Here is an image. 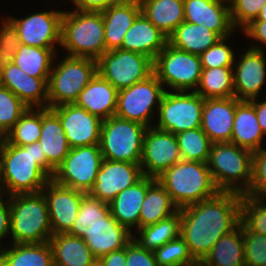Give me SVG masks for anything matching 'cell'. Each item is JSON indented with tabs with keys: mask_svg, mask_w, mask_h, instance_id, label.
<instances>
[{
	"mask_svg": "<svg viewBox=\"0 0 266 266\" xmlns=\"http://www.w3.org/2000/svg\"><path fill=\"white\" fill-rule=\"evenodd\" d=\"M242 195L220 191L216 196L180 208V236L196 261H202L215 243L241 221Z\"/></svg>",
	"mask_w": 266,
	"mask_h": 266,
	"instance_id": "cell-1",
	"label": "cell"
},
{
	"mask_svg": "<svg viewBox=\"0 0 266 266\" xmlns=\"http://www.w3.org/2000/svg\"><path fill=\"white\" fill-rule=\"evenodd\" d=\"M0 166L5 185L2 189L11 195L40 193L56 170L38 142L17 146L6 139L0 152Z\"/></svg>",
	"mask_w": 266,
	"mask_h": 266,
	"instance_id": "cell-2",
	"label": "cell"
},
{
	"mask_svg": "<svg viewBox=\"0 0 266 266\" xmlns=\"http://www.w3.org/2000/svg\"><path fill=\"white\" fill-rule=\"evenodd\" d=\"M178 209L216 196L215 185L207 163L181 160L156 178Z\"/></svg>",
	"mask_w": 266,
	"mask_h": 266,
	"instance_id": "cell-3",
	"label": "cell"
},
{
	"mask_svg": "<svg viewBox=\"0 0 266 266\" xmlns=\"http://www.w3.org/2000/svg\"><path fill=\"white\" fill-rule=\"evenodd\" d=\"M10 231L14 244L46 243L52 236L49 211L44 195H10Z\"/></svg>",
	"mask_w": 266,
	"mask_h": 266,
	"instance_id": "cell-4",
	"label": "cell"
},
{
	"mask_svg": "<svg viewBox=\"0 0 266 266\" xmlns=\"http://www.w3.org/2000/svg\"><path fill=\"white\" fill-rule=\"evenodd\" d=\"M60 45L68 50V56L97 61L106 52L102 12H64Z\"/></svg>",
	"mask_w": 266,
	"mask_h": 266,
	"instance_id": "cell-5",
	"label": "cell"
},
{
	"mask_svg": "<svg viewBox=\"0 0 266 266\" xmlns=\"http://www.w3.org/2000/svg\"><path fill=\"white\" fill-rule=\"evenodd\" d=\"M253 152L233 143H214L207 161L213 181L223 192H235L244 195L252 180ZM243 180V186H235Z\"/></svg>",
	"mask_w": 266,
	"mask_h": 266,
	"instance_id": "cell-6",
	"label": "cell"
},
{
	"mask_svg": "<svg viewBox=\"0 0 266 266\" xmlns=\"http://www.w3.org/2000/svg\"><path fill=\"white\" fill-rule=\"evenodd\" d=\"M147 128L117 116L103 120L99 144L103 159L140 164Z\"/></svg>",
	"mask_w": 266,
	"mask_h": 266,
	"instance_id": "cell-7",
	"label": "cell"
},
{
	"mask_svg": "<svg viewBox=\"0 0 266 266\" xmlns=\"http://www.w3.org/2000/svg\"><path fill=\"white\" fill-rule=\"evenodd\" d=\"M96 73V60L67 55L51 70L48 81V108L74 103Z\"/></svg>",
	"mask_w": 266,
	"mask_h": 266,
	"instance_id": "cell-8",
	"label": "cell"
},
{
	"mask_svg": "<svg viewBox=\"0 0 266 266\" xmlns=\"http://www.w3.org/2000/svg\"><path fill=\"white\" fill-rule=\"evenodd\" d=\"M202 70L198 55L179 50L169 43L153 61V71L158 80L176 91H196Z\"/></svg>",
	"mask_w": 266,
	"mask_h": 266,
	"instance_id": "cell-9",
	"label": "cell"
},
{
	"mask_svg": "<svg viewBox=\"0 0 266 266\" xmlns=\"http://www.w3.org/2000/svg\"><path fill=\"white\" fill-rule=\"evenodd\" d=\"M97 73L119 91L151 76L154 73L153 60L123 49L106 51L97 60Z\"/></svg>",
	"mask_w": 266,
	"mask_h": 266,
	"instance_id": "cell-10",
	"label": "cell"
},
{
	"mask_svg": "<svg viewBox=\"0 0 266 266\" xmlns=\"http://www.w3.org/2000/svg\"><path fill=\"white\" fill-rule=\"evenodd\" d=\"M102 161L99 145L71 148L51 179L58 185L89 193L94 187Z\"/></svg>",
	"mask_w": 266,
	"mask_h": 266,
	"instance_id": "cell-11",
	"label": "cell"
},
{
	"mask_svg": "<svg viewBox=\"0 0 266 266\" xmlns=\"http://www.w3.org/2000/svg\"><path fill=\"white\" fill-rule=\"evenodd\" d=\"M204 99L195 91L165 92L159 105L157 129L178 134L201 127Z\"/></svg>",
	"mask_w": 266,
	"mask_h": 266,
	"instance_id": "cell-12",
	"label": "cell"
},
{
	"mask_svg": "<svg viewBox=\"0 0 266 266\" xmlns=\"http://www.w3.org/2000/svg\"><path fill=\"white\" fill-rule=\"evenodd\" d=\"M153 73L146 80L118 91L115 116L150 127L154 104L159 105L166 90Z\"/></svg>",
	"mask_w": 266,
	"mask_h": 266,
	"instance_id": "cell-13",
	"label": "cell"
},
{
	"mask_svg": "<svg viewBox=\"0 0 266 266\" xmlns=\"http://www.w3.org/2000/svg\"><path fill=\"white\" fill-rule=\"evenodd\" d=\"M181 160L175 134L153 126L147 128L140 163L144 176L157 178Z\"/></svg>",
	"mask_w": 266,
	"mask_h": 266,
	"instance_id": "cell-14",
	"label": "cell"
},
{
	"mask_svg": "<svg viewBox=\"0 0 266 266\" xmlns=\"http://www.w3.org/2000/svg\"><path fill=\"white\" fill-rule=\"evenodd\" d=\"M58 117L71 148L99 145L103 120L75 103L50 108Z\"/></svg>",
	"mask_w": 266,
	"mask_h": 266,
	"instance_id": "cell-15",
	"label": "cell"
},
{
	"mask_svg": "<svg viewBox=\"0 0 266 266\" xmlns=\"http://www.w3.org/2000/svg\"><path fill=\"white\" fill-rule=\"evenodd\" d=\"M64 11H44L25 19L8 18L15 26L20 43L41 48H55L61 44L62 16Z\"/></svg>",
	"mask_w": 266,
	"mask_h": 266,
	"instance_id": "cell-16",
	"label": "cell"
},
{
	"mask_svg": "<svg viewBox=\"0 0 266 266\" xmlns=\"http://www.w3.org/2000/svg\"><path fill=\"white\" fill-rule=\"evenodd\" d=\"M41 193L47 203L52 235L67 233L77 219L82 198L86 193L58 185L52 179Z\"/></svg>",
	"mask_w": 266,
	"mask_h": 266,
	"instance_id": "cell-17",
	"label": "cell"
},
{
	"mask_svg": "<svg viewBox=\"0 0 266 266\" xmlns=\"http://www.w3.org/2000/svg\"><path fill=\"white\" fill-rule=\"evenodd\" d=\"M140 164L103 159L89 194L109 204L120 192L143 177Z\"/></svg>",
	"mask_w": 266,
	"mask_h": 266,
	"instance_id": "cell-18",
	"label": "cell"
},
{
	"mask_svg": "<svg viewBox=\"0 0 266 266\" xmlns=\"http://www.w3.org/2000/svg\"><path fill=\"white\" fill-rule=\"evenodd\" d=\"M259 46H251L235 67L233 84L235 97L239 101L256 99L266 77V59Z\"/></svg>",
	"mask_w": 266,
	"mask_h": 266,
	"instance_id": "cell-19",
	"label": "cell"
},
{
	"mask_svg": "<svg viewBox=\"0 0 266 266\" xmlns=\"http://www.w3.org/2000/svg\"><path fill=\"white\" fill-rule=\"evenodd\" d=\"M48 81L49 78L29 76L14 62L0 71V85L11 90L28 108H48Z\"/></svg>",
	"mask_w": 266,
	"mask_h": 266,
	"instance_id": "cell-20",
	"label": "cell"
},
{
	"mask_svg": "<svg viewBox=\"0 0 266 266\" xmlns=\"http://www.w3.org/2000/svg\"><path fill=\"white\" fill-rule=\"evenodd\" d=\"M183 2L184 21L203 25L220 38H227L234 31L230 5L214 0H183Z\"/></svg>",
	"mask_w": 266,
	"mask_h": 266,
	"instance_id": "cell-21",
	"label": "cell"
},
{
	"mask_svg": "<svg viewBox=\"0 0 266 266\" xmlns=\"http://www.w3.org/2000/svg\"><path fill=\"white\" fill-rule=\"evenodd\" d=\"M236 97L204 99L201 128L212 143L231 142Z\"/></svg>",
	"mask_w": 266,
	"mask_h": 266,
	"instance_id": "cell-22",
	"label": "cell"
},
{
	"mask_svg": "<svg viewBox=\"0 0 266 266\" xmlns=\"http://www.w3.org/2000/svg\"><path fill=\"white\" fill-rule=\"evenodd\" d=\"M118 90L98 73L89 81L74 102L102 120L115 116Z\"/></svg>",
	"mask_w": 266,
	"mask_h": 266,
	"instance_id": "cell-23",
	"label": "cell"
},
{
	"mask_svg": "<svg viewBox=\"0 0 266 266\" xmlns=\"http://www.w3.org/2000/svg\"><path fill=\"white\" fill-rule=\"evenodd\" d=\"M168 43V37L141 12L126 32L120 49L141 53L153 61Z\"/></svg>",
	"mask_w": 266,
	"mask_h": 266,
	"instance_id": "cell-24",
	"label": "cell"
},
{
	"mask_svg": "<svg viewBox=\"0 0 266 266\" xmlns=\"http://www.w3.org/2000/svg\"><path fill=\"white\" fill-rule=\"evenodd\" d=\"M101 12L104 21L106 51L120 49L126 32L141 13L140 3L126 0Z\"/></svg>",
	"mask_w": 266,
	"mask_h": 266,
	"instance_id": "cell-25",
	"label": "cell"
},
{
	"mask_svg": "<svg viewBox=\"0 0 266 266\" xmlns=\"http://www.w3.org/2000/svg\"><path fill=\"white\" fill-rule=\"evenodd\" d=\"M148 189V176H143L138 182L120 192L110 203L111 215L116 221L131 230L137 226L141 207Z\"/></svg>",
	"mask_w": 266,
	"mask_h": 266,
	"instance_id": "cell-26",
	"label": "cell"
},
{
	"mask_svg": "<svg viewBox=\"0 0 266 266\" xmlns=\"http://www.w3.org/2000/svg\"><path fill=\"white\" fill-rule=\"evenodd\" d=\"M263 135L265 134L257 120L254 106L249 101H239L236 98L230 143L254 152L261 149Z\"/></svg>",
	"mask_w": 266,
	"mask_h": 266,
	"instance_id": "cell-27",
	"label": "cell"
},
{
	"mask_svg": "<svg viewBox=\"0 0 266 266\" xmlns=\"http://www.w3.org/2000/svg\"><path fill=\"white\" fill-rule=\"evenodd\" d=\"M38 143L55 169L71 149L59 117L50 108H42V129Z\"/></svg>",
	"mask_w": 266,
	"mask_h": 266,
	"instance_id": "cell-28",
	"label": "cell"
},
{
	"mask_svg": "<svg viewBox=\"0 0 266 266\" xmlns=\"http://www.w3.org/2000/svg\"><path fill=\"white\" fill-rule=\"evenodd\" d=\"M48 242L54 266H91L97 260L83 238L60 233L52 235Z\"/></svg>",
	"mask_w": 266,
	"mask_h": 266,
	"instance_id": "cell-29",
	"label": "cell"
},
{
	"mask_svg": "<svg viewBox=\"0 0 266 266\" xmlns=\"http://www.w3.org/2000/svg\"><path fill=\"white\" fill-rule=\"evenodd\" d=\"M96 226H122L111 215L110 206L86 193L81 201L77 219L67 234L84 238L85 232Z\"/></svg>",
	"mask_w": 266,
	"mask_h": 266,
	"instance_id": "cell-30",
	"label": "cell"
},
{
	"mask_svg": "<svg viewBox=\"0 0 266 266\" xmlns=\"http://www.w3.org/2000/svg\"><path fill=\"white\" fill-rule=\"evenodd\" d=\"M178 210L164 186L156 178L148 176V189L141 207L139 229L153 225Z\"/></svg>",
	"mask_w": 266,
	"mask_h": 266,
	"instance_id": "cell-31",
	"label": "cell"
},
{
	"mask_svg": "<svg viewBox=\"0 0 266 266\" xmlns=\"http://www.w3.org/2000/svg\"><path fill=\"white\" fill-rule=\"evenodd\" d=\"M132 231L125 226H96L85 232L83 238L94 257H101L125 248L133 240Z\"/></svg>",
	"mask_w": 266,
	"mask_h": 266,
	"instance_id": "cell-32",
	"label": "cell"
},
{
	"mask_svg": "<svg viewBox=\"0 0 266 266\" xmlns=\"http://www.w3.org/2000/svg\"><path fill=\"white\" fill-rule=\"evenodd\" d=\"M141 12L169 37L184 22L183 0H143Z\"/></svg>",
	"mask_w": 266,
	"mask_h": 266,
	"instance_id": "cell-33",
	"label": "cell"
},
{
	"mask_svg": "<svg viewBox=\"0 0 266 266\" xmlns=\"http://www.w3.org/2000/svg\"><path fill=\"white\" fill-rule=\"evenodd\" d=\"M201 262L205 266H246L241 224L223 235Z\"/></svg>",
	"mask_w": 266,
	"mask_h": 266,
	"instance_id": "cell-34",
	"label": "cell"
},
{
	"mask_svg": "<svg viewBox=\"0 0 266 266\" xmlns=\"http://www.w3.org/2000/svg\"><path fill=\"white\" fill-rule=\"evenodd\" d=\"M220 37L207 27L184 21L168 37L173 47L200 56Z\"/></svg>",
	"mask_w": 266,
	"mask_h": 266,
	"instance_id": "cell-35",
	"label": "cell"
},
{
	"mask_svg": "<svg viewBox=\"0 0 266 266\" xmlns=\"http://www.w3.org/2000/svg\"><path fill=\"white\" fill-rule=\"evenodd\" d=\"M3 266H54L49 242L14 244L4 249Z\"/></svg>",
	"mask_w": 266,
	"mask_h": 266,
	"instance_id": "cell-36",
	"label": "cell"
},
{
	"mask_svg": "<svg viewBox=\"0 0 266 266\" xmlns=\"http://www.w3.org/2000/svg\"><path fill=\"white\" fill-rule=\"evenodd\" d=\"M139 238L133 239L142 247L150 251H155L165 243L180 236L181 213L178 210L175 214L162 219L161 221L138 229Z\"/></svg>",
	"mask_w": 266,
	"mask_h": 266,
	"instance_id": "cell-37",
	"label": "cell"
},
{
	"mask_svg": "<svg viewBox=\"0 0 266 266\" xmlns=\"http://www.w3.org/2000/svg\"><path fill=\"white\" fill-rule=\"evenodd\" d=\"M233 67L203 68L196 93L203 99L235 97Z\"/></svg>",
	"mask_w": 266,
	"mask_h": 266,
	"instance_id": "cell-38",
	"label": "cell"
},
{
	"mask_svg": "<svg viewBox=\"0 0 266 266\" xmlns=\"http://www.w3.org/2000/svg\"><path fill=\"white\" fill-rule=\"evenodd\" d=\"M54 48H41L20 44L13 62L29 76L49 78L51 73Z\"/></svg>",
	"mask_w": 266,
	"mask_h": 266,
	"instance_id": "cell-39",
	"label": "cell"
},
{
	"mask_svg": "<svg viewBox=\"0 0 266 266\" xmlns=\"http://www.w3.org/2000/svg\"><path fill=\"white\" fill-rule=\"evenodd\" d=\"M34 110V108H27L13 128L5 135V139L10 144L26 146L38 142L42 129V108H39V111Z\"/></svg>",
	"mask_w": 266,
	"mask_h": 266,
	"instance_id": "cell-40",
	"label": "cell"
},
{
	"mask_svg": "<svg viewBox=\"0 0 266 266\" xmlns=\"http://www.w3.org/2000/svg\"><path fill=\"white\" fill-rule=\"evenodd\" d=\"M176 137L182 160L207 163L213 143L201 127L180 132Z\"/></svg>",
	"mask_w": 266,
	"mask_h": 266,
	"instance_id": "cell-41",
	"label": "cell"
},
{
	"mask_svg": "<svg viewBox=\"0 0 266 266\" xmlns=\"http://www.w3.org/2000/svg\"><path fill=\"white\" fill-rule=\"evenodd\" d=\"M27 108L11 90L0 85V134L5 137Z\"/></svg>",
	"mask_w": 266,
	"mask_h": 266,
	"instance_id": "cell-42",
	"label": "cell"
},
{
	"mask_svg": "<svg viewBox=\"0 0 266 266\" xmlns=\"http://www.w3.org/2000/svg\"><path fill=\"white\" fill-rule=\"evenodd\" d=\"M154 254L158 266H186L196 262L181 236L165 243Z\"/></svg>",
	"mask_w": 266,
	"mask_h": 266,
	"instance_id": "cell-43",
	"label": "cell"
},
{
	"mask_svg": "<svg viewBox=\"0 0 266 266\" xmlns=\"http://www.w3.org/2000/svg\"><path fill=\"white\" fill-rule=\"evenodd\" d=\"M241 222L251 231L266 236V203L242 195Z\"/></svg>",
	"mask_w": 266,
	"mask_h": 266,
	"instance_id": "cell-44",
	"label": "cell"
},
{
	"mask_svg": "<svg viewBox=\"0 0 266 266\" xmlns=\"http://www.w3.org/2000/svg\"><path fill=\"white\" fill-rule=\"evenodd\" d=\"M246 266H266V236L251 232L241 221Z\"/></svg>",
	"mask_w": 266,
	"mask_h": 266,
	"instance_id": "cell-45",
	"label": "cell"
},
{
	"mask_svg": "<svg viewBox=\"0 0 266 266\" xmlns=\"http://www.w3.org/2000/svg\"><path fill=\"white\" fill-rule=\"evenodd\" d=\"M244 195L263 200L266 198V149L261 148L252 154V180Z\"/></svg>",
	"mask_w": 266,
	"mask_h": 266,
	"instance_id": "cell-46",
	"label": "cell"
},
{
	"mask_svg": "<svg viewBox=\"0 0 266 266\" xmlns=\"http://www.w3.org/2000/svg\"><path fill=\"white\" fill-rule=\"evenodd\" d=\"M0 29V71L13 62L20 47V39L13 23L8 19Z\"/></svg>",
	"mask_w": 266,
	"mask_h": 266,
	"instance_id": "cell-47",
	"label": "cell"
},
{
	"mask_svg": "<svg viewBox=\"0 0 266 266\" xmlns=\"http://www.w3.org/2000/svg\"><path fill=\"white\" fill-rule=\"evenodd\" d=\"M225 39L220 38L199 56L202 68L234 67V52L224 43Z\"/></svg>",
	"mask_w": 266,
	"mask_h": 266,
	"instance_id": "cell-48",
	"label": "cell"
},
{
	"mask_svg": "<svg viewBox=\"0 0 266 266\" xmlns=\"http://www.w3.org/2000/svg\"><path fill=\"white\" fill-rule=\"evenodd\" d=\"M266 4V0H234L230 6V16L235 27L247 26L255 20L261 8Z\"/></svg>",
	"mask_w": 266,
	"mask_h": 266,
	"instance_id": "cell-49",
	"label": "cell"
},
{
	"mask_svg": "<svg viewBox=\"0 0 266 266\" xmlns=\"http://www.w3.org/2000/svg\"><path fill=\"white\" fill-rule=\"evenodd\" d=\"M126 266H158L154 251L142 248L134 239L126 246Z\"/></svg>",
	"mask_w": 266,
	"mask_h": 266,
	"instance_id": "cell-50",
	"label": "cell"
},
{
	"mask_svg": "<svg viewBox=\"0 0 266 266\" xmlns=\"http://www.w3.org/2000/svg\"><path fill=\"white\" fill-rule=\"evenodd\" d=\"M77 10L103 11L106 8L125 2L126 0H72Z\"/></svg>",
	"mask_w": 266,
	"mask_h": 266,
	"instance_id": "cell-51",
	"label": "cell"
},
{
	"mask_svg": "<svg viewBox=\"0 0 266 266\" xmlns=\"http://www.w3.org/2000/svg\"><path fill=\"white\" fill-rule=\"evenodd\" d=\"M243 32L250 38L266 44V21H251L243 28Z\"/></svg>",
	"mask_w": 266,
	"mask_h": 266,
	"instance_id": "cell-52",
	"label": "cell"
},
{
	"mask_svg": "<svg viewBox=\"0 0 266 266\" xmlns=\"http://www.w3.org/2000/svg\"><path fill=\"white\" fill-rule=\"evenodd\" d=\"M102 266H126V247L117 251H113L100 259Z\"/></svg>",
	"mask_w": 266,
	"mask_h": 266,
	"instance_id": "cell-53",
	"label": "cell"
},
{
	"mask_svg": "<svg viewBox=\"0 0 266 266\" xmlns=\"http://www.w3.org/2000/svg\"><path fill=\"white\" fill-rule=\"evenodd\" d=\"M0 197V240L10 233V203Z\"/></svg>",
	"mask_w": 266,
	"mask_h": 266,
	"instance_id": "cell-54",
	"label": "cell"
},
{
	"mask_svg": "<svg viewBox=\"0 0 266 266\" xmlns=\"http://www.w3.org/2000/svg\"><path fill=\"white\" fill-rule=\"evenodd\" d=\"M255 109L257 120L264 134H266V100L257 102L255 99L249 101Z\"/></svg>",
	"mask_w": 266,
	"mask_h": 266,
	"instance_id": "cell-55",
	"label": "cell"
},
{
	"mask_svg": "<svg viewBox=\"0 0 266 266\" xmlns=\"http://www.w3.org/2000/svg\"><path fill=\"white\" fill-rule=\"evenodd\" d=\"M253 21H266V4L261 8L258 17Z\"/></svg>",
	"mask_w": 266,
	"mask_h": 266,
	"instance_id": "cell-56",
	"label": "cell"
},
{
	"mask_svg": "<svg viewBox=\"0 0 266 266\" xmlns=\"http://www.w3.org/2000/svg\"><path fill=\"white\" fill-rule=\"evenodd\" d=\"M1 184H3V180H2V172H1V166H0V197H2V192L1 191H5V190H2L1 188Z\"/></svg>",
	"mask_w": 266,
	"mask_h": 266,
	"instance_id": "cell-57",
	"label": "cell"
},
{
	"mask_svg": "<svg viewBox=\"0 0 266 266\" xmlns=\"http://www.w3.org/2000/svg\"><path fill=\"white\" fill-rule=\"evenodd\" d=\"M4 249L0 248V266H3V253Z\"/></svg>",
	"mask_w": 266,
	"mask_h": 266,
	"instance_id": "cell-58",
	"label": "cell"
},
{
	"mask_svg": "<svg viewBox=\"0 0 266 266\" xmlns=\"http://www.w3.org/2000/svg\"><path fill=\"white\" fill-rule=\"evenodd\" d=\"M186 266H205V265L201 261H196L194 264H190Z\"/></svg>",
	"mask_w": 266,
	"mask_h": 266,
	"instance_id": "cell-59",
	"label": "cell"
},
{
	"mask_svg": "<svg viewBox=\"0 0 266 266\" xmlns=\"http://www.w3.org/2000/svg\"><path fill=\"white\" fill-rule=\"evenodd\" d=\"M214 1H218V2H221V3H224V4L230 3V5H231L234 0H214Z\"/></svg>",
	"mask_w": 266,
	"mask_h": 266,
	"instance_id": "cell-60",
	"label": "cell"
},
{
	"mask_svg": "<svg viewBox=\"0 0 266 266\" xmlns=\"http://www.w3.org/2000/svg\"><path fill=\"white\" fill-rule=\"evenodd\" d=\"M91 266H102L98 260H96Z\"/></svg>",
	"mask_w": 266,
	"mask_h": 266,
	"instance_id": "cell-61",
	"label": "cell"
},
{
	"mask_svg": "<svg viewBox=\"0 0 266 266\" xmlns=\"http://www.w3.org/2000/svg\"><path fill=\"white\" fill-rule=\"evenodd\" d=\"M4 140H5V138H0V152H1V148H2Z\"/></svg>",
	"mask_w": 266,
	"mask_h": 266,
	"instance_id": "cell-62",
	"label": "cell"
},
{
	"mask_svg": "<svg viewBox=\"0 0 266 266\" xmlns=\"http://www.w3.org/2000/svg\"><path fill=\"white\" fill-rule=\"evenodd\" d=\"M132 1H135V2L141 3L143 0H132Z\"/></svg>",
	"mask_w": 266,
	"mask_h": 266,
	"instance_id": "cell-63",
	"label": "cell"
}]
</instances>
